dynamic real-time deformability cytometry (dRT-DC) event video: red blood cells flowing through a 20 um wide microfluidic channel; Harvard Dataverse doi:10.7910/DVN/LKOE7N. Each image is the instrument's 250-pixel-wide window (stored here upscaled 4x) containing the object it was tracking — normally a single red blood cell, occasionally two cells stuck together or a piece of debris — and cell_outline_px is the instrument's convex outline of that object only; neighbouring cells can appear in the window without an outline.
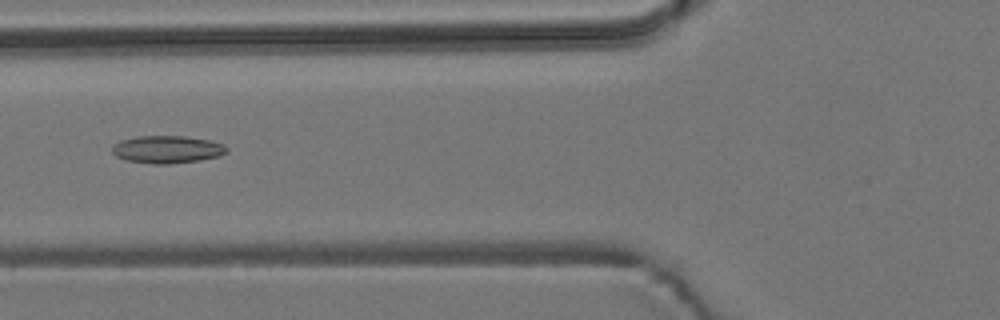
{"species": "common noctule bat (a hibernating species)", "species_latin": "Nyctalus noctula", "temperature_condition": "room temperature", "stored_images_in_passage": 7, "camera_frame_rate_fps": 3000, "um_per_image_px": 0.085, "animal": {"sex": "male", "body_mass_g": 19.2, "forearm_length_mm": 51.8}, "frame": {"image": 1, "passage_image": 7, "time_ms": 2.0, "image_size_px": [1000, 320], "cell_outline_px": [[228, 152], [220, 156], [200, 160], [168, 164], [152, 164], [124, 160], [116, 156], [112, 152], [112, 144], [120, 140], [136, 136], [184, 136], [208, 140], [224, 144], [228, 148]], "centroid_in_image_um": [14.19, 12.7], "position_along_channel_um": 111.6, "area_um2": 18.61}}